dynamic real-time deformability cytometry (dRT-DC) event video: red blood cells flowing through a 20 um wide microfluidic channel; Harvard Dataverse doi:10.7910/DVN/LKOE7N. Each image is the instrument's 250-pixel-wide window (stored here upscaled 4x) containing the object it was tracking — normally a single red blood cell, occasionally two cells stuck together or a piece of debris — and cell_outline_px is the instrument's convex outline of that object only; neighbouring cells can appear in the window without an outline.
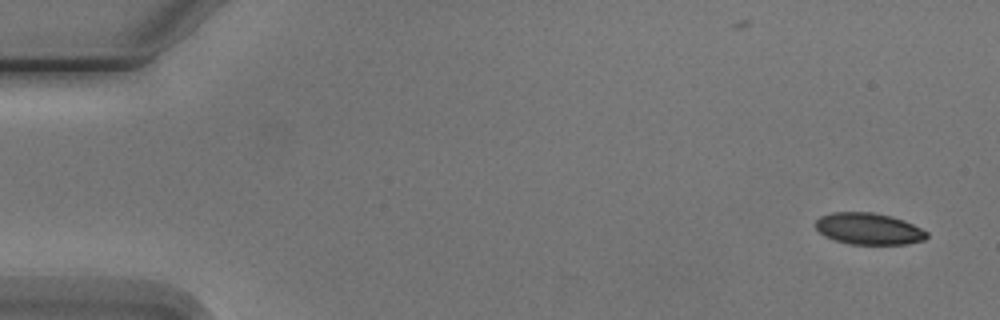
{"species": "Egyptian fruit bat (a non-hibernating species)", "species_latin": "Rousettus aegyptiacus", "temperature_condition": "cold", "stored_images_in_passage": 5, "camera_frame_rate_fps": 3000, "um_per_image_px": 0.085, "animal": {"sex": "male"}, "frame": {"image": 1, "passage_image": 1, "time_ms": 0.0, "image_size_px": [1000, 320], "cell_outline_px": [[928, 236], [924, 240], [908, 244], [848, 244], [824, 236], [816, 228], [816, 220], [820, 216], [832, 212], [872, 212], [892, 216], [904, 220], [928, 232]], "centroid_in_image_um": [73.84, 19.44], "position_along_channel_um": 11.2, "area_um2": 20.52}}
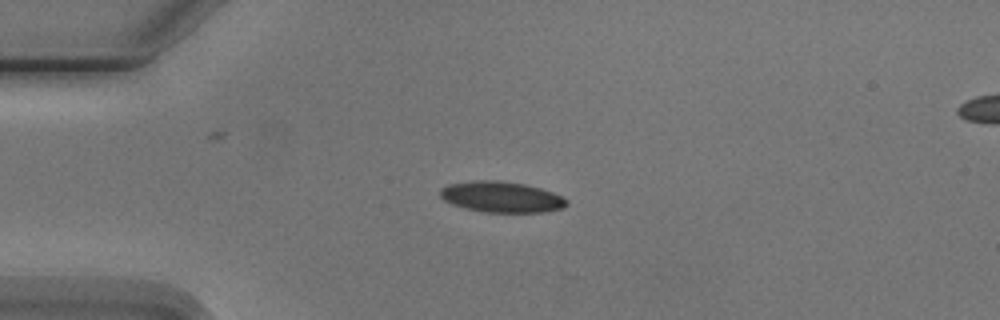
{"frame": {"image": 2, "passage_image": 4, "time_ms": 3.667, "image_size_px": [1000, 320], "cell_outline_px": [[568, 204], [564, 208], [544, 212], [484, 212], [452, 204], [444, 200], [440, 196], [440, 188], [448, 184], [476, 180], [496, 180], [524, 184], [540, 188], [552, 192], [568, 200]], "centroid_in_image_um": [42.63, 16.74], "position_along_channel_um": 42.4, "area_um2": 22.66}}